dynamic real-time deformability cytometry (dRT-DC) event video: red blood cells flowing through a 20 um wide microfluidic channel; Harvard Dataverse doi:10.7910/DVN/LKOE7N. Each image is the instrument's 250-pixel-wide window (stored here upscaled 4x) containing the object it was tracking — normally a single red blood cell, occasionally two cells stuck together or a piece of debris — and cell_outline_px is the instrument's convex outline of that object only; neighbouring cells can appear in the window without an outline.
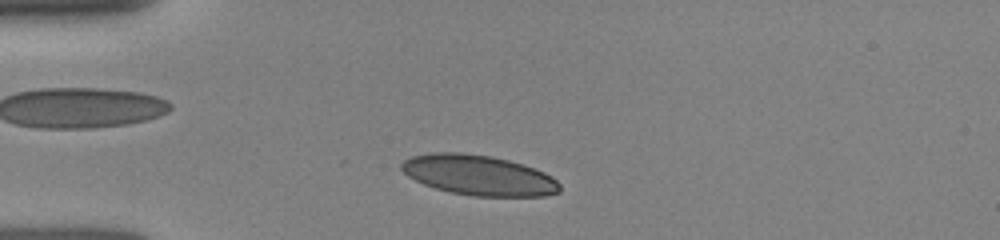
{"species": "human", "species_latin": "Homo sapiens", "temperature_condition": "room temperature", "stored_images_in_passage": 28, "camera_frame_rate_fps": 3000, "um_per_image_px": 0.085, "donor": {"sex": "female"}, "frame": {"image": 1, "passage_image": 3, "time_ms": 0.667, "image_size_px": [1000, 240], "cell_outline_px": [[560, 192], [544, 196], [472, 196], [452, 192], [436, 188], [424, 184], [408, 176], [400, 168], [400, 164], [404, 160], [412, 156], [432, 152], [460, 152], [492, 156], [524, 164], [544, 172], [552, 176], [560, 184]], "centroid_in_image_um": [40.7, 14.88], "position_along_channel_um": 44.3, "area_um2": 37.11}}
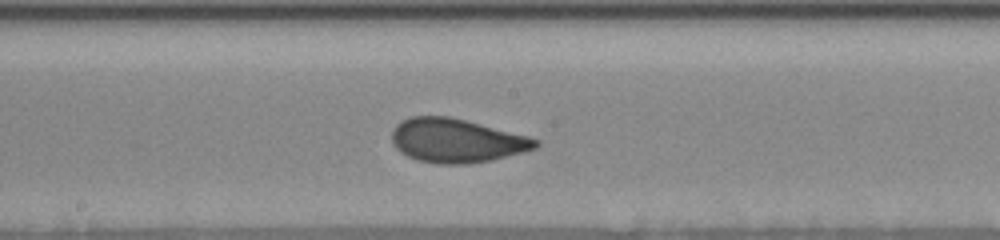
{"frame": {"image": 2, "passage_image": 14, "time_ms": 5.333, "image_size_px": [1000, 240], "cell_outline_px": [[540, 144], [536, 148], [488, 160], [468, 164], [440, 164], [416, 160], [400, 152], [392, 144], [392, 128], [400, 120], [412, 116], [448, 116], [528, 136], [540, 140]], "centroid_in_image_um": [38.74, 11.94], "position_along_channel_um": 209.5, "area_um2": 36.53}}
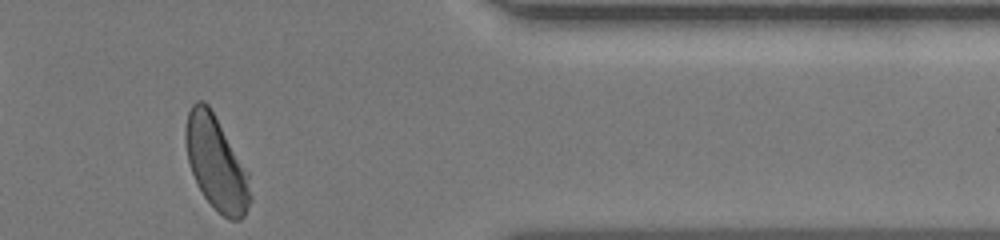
{"frame": {"image": 3, "passage_image": 26, "time_ms": 10.333, "image_size_px": [1000, 240], "cell_outline_px": [[252, 200], [244, 216], [240, 220], [228, 220], [204, 196], [192, 172], [188, 160], [184, 140], [184, 128], [188, 112], [192, 104], [196, 100], [204, 100], [208, 104], [248, 172], [252, 196]], "centroid_in_image_um": [18.38, 13.86], "position_along_channel_um": 393.0, "area_um2": 35.08}}